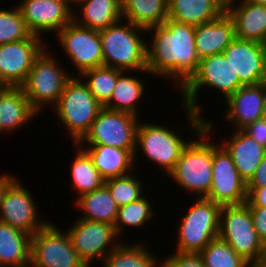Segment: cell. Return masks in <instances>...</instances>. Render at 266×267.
Wrapping results in <instances>:
<instances>
[{"mask_svg":"<svg viewBox=\"0 0 266 267\" xmlns=\"http://www.w3.org/2000/svg\"><path fill=\"white\" fill-rule=\"evenodd\" d=\"M153 30L152 43H147V70L152 76L168 77L180 89L197 71L199 57L195 47V26L167 19Z\"/></svg>","mask_w":266,"mask_h":267,"instance_id":"6da1fadb","label":"cell"},{"mask_svg":"<svg viewBox=\"0 0 266 267\" xmlns=\"http://www.w3.org/2000/svg\"><path fill=\"white\" fill-rule=\"evenodd\" d=\"M185 110L186 117L197 133L198 139L189 141L168 176L182 189L192 193L194 191L199 194V198H205L209 194L212 183V142L208 141L207 137L210 138L213 123L204 120L202 116L186 107Z\"/></svg>","mask_w":266,"mask_h":267,"instance_id":"7a4b0ae2","label":"cell"},{"mask_svg":"<svg viewBox=\"0 0 266 267\" xmlns=\"http://www.w3.org/2000/svg\"><path fill=\"white\" fill-rule=\"evenodd\" d=\"M119 20L109 27L99 30L102 43L103 66L121 71L147 70V43L141 37L145 29L126 21ZM121 24V25H120ZM141 31V33H140ZM140 34V35H139ZM139 35V36H138Z\"/></svg>","mask_w":266,"mask_h":267,"instance_id":"3957f363","label":"cell"},{"mask_svg":"<svg viewBox=\"0 0 266 267\" xmlns=\"http://www.w3.org/2000/svg\"><path fill=\"white\" fill-rule=\"evenodd\" d=\"M218 237L253 267L261 263L266 245L257 235L247 202L221 206Z\"/></svg>","mask_w":266,"mask_h":267,"instance_id":"277c9868","label":"cell"},{"mask_svg":"<svg viewBox=\"0 0 266 267\" xmlns=\"http://www.w3.org/2000/svg\"><path fill=\"white\" fill-rule=\"evenodd\" d=\"M82 80L72 76L66 82L54 109L74 144L85 136L103 108Z\"/></svg>","mask_w":266,"mask_h":267,"instance_id":"5b68a950","label":"cell"},{"mask_svg":"<svg viewBox=\"0 0 266 267\" xmlns=\"http://www.w3.org/2000/svg\"><path fill=\"white\" fill-rule=\"evenodd\" d=\"M206 85L221 91L225 96V100L233 95L237 89L244 86L239 80L238 73L234 71L224 53L201 58L197 71L179 89L185 102L184 107L199 116H202V108L197 103V96L201 87Z\"/></svg>","mask_w":266,"mask_h":267,"instance_id":"8992f818","label":"cell"},{"mask_svg":"<svg viewBox=\"0 0 266 267\" xmlns=\"http://www.w3.org/2000/svg\"><path fill=\"white\" fill-rule=\"evenodd\" d=\"M45 48L36 58L25 83L21 86L31 108L39 114L49 103L56 106L66 82L73 76ZM68 73V74H67ZM39 112V113H38Z\"/></svg>","mask_w":266,"mask_h":267,"instance_id":"52a82bcc","label":"cell"},{"mask_svg":"<svg viewBox=\"0 0 266 267\" xmlns=\"http://www.w3.org/2000/svg\"><path fill=\"white\" fill-rule=\"evenodd\" d=\"M220 209L219 204L197 197L178 228L176 252L200 253L212 239L217 238Z\"/></svg>","mask_w":266,"mask_h":267,"instance_id":"ba28073f","label":"cell"},{"mask_svg":"<svg viewBox=\"0 0 266 267\" xmlns=\"http://www.w3.org/2000/svg\"><path fill=\"white\" fill-rule=\"evenodd\" d=\"M139 117L123 111H113L102 108L89 131L77 143L78 146L86 144H103L111 147L129 150L134 155L136 150V133Z\"/></svg>","mask_w":266,"mask_h":267,"instance_id":"9c48e42d","label":"cell"},{"mask_svg":"<svg viewBox=\"0 0 266 267\" xmlns=\"http://www.w3.org/2000/svg\"><path fill=\"white\" fill-rule=\"evenodd\" d=\"M29 267H88L65 234L47 223L31 236Z\"/></svg>","mask_w":266,"mask_h":267,"instance_id":"30bf717a","label":"cell"},{"mask_svg":"<svg viewBox=\"0 0 266 267\" xmlns=\"http://www.w3.org/2000/svg\"><path fill=\"white\" fill-rule=\"evenodd\" d=\"M220 206L247 201V183L239 175L231 155L222 145L212 142V183L205 197Z\"/></svg>","mask_w":266,"mask_h":267,"instance_id":"8fae6325","label":"cell"},{"mask_svg":"<svg viewBox=\"0 0 266 267\" xmlns=\"http://www.w3.org/2000/svg\"><path fill=\"white\" fill-rule=\"evenodd\" d=\"M170 130L157 124L140 123L136 133V149L169 174L179 160L183 149L189 142Z\"/></svg>","mask_w":266,"mask_h":267,"instance_id":"7c38bea8","label":"cell"},{"mask_svg":"<svg viewBox=\"0 0 266 267\" xmlns=\"http://www.w3.org/2000/svg\"><path fill=\"white\" fill-rule=\"evenodd\" d=\"M40 38L32 34L0 45V86L21 87L25 83L34 61L47 46Z\"/></svg>","mask_w":266,"mask_h":267,"instance_id":"4fadbf2b","label":"cell"},{"mask_svg":"<svg viewBox=\"0 0 266 267\" xmlns=\"http://www.w3.org/2000/svg\"><path fill=\"white\" fill-rule=\"evenodd\" d=\"M57 35L60 45L80 75L86 70L103 66L102 43L98 30L72 21L57 32Z\"/></svg>","mask_w":266,"mask_h":267,"instance_id":"5bb4252c","label":"cell"},{"mask_svg":"<svg viewBox=\"0 0 266 267\" xmlns=\"http://www.w3.org/2000/svg\"><path fill=\"white\" fill-rule=\"evenodd\" d=\"M66 232L74 250L88 267H91L89 265L95 258L103 261L121 242L115 241L118 235L114 225L104 222L77 219L75 224ZM108 246H110V250L107 249Z\"/></svg>","mask_w":266,"mask_h":267,"instance_id":"9a60e30c","label":"cell"},{"mask_svg":"<svg viewBox=\"0 0 266 267\" xmlns=\"http://www.w3.org/2000/svg\"><path fill=\"white\" fill-rule=\"evenodd\" d=\"M17 7L28 30L40 37L43 32L56 34L73 21V7L63 0H22Z\"/></svg>","mask_w":266,"mask_h":267,"instance_id":"2e32d148","label":"cell"},{"mask_svg":"<svg viewBox=\"0 0 266 267\" xmlns=\"http://www.w3.org/2000/svg\"><path fill=\"white\" fill-rule=\"evenodd\" d=\"M18 181L16 179L3 196L0 221L32 236L48 221L38 220L37 207L31 193Z\"/></svg>","mask_w":266,"mask_h":267,"instance_id":"e0dca14e","label":"cell"},{"mask_svg":"<svg viewBox=\"0 0 266 267\" xmlns=\"http://www.w3.org/2000/svg\"><path fill=\"white\" fill-rule=\"evenodd\" d=\"M243 85L266 82V45L235 38L223 51Z\"/></svg>","mask_w":266,"mask_h":267,"instance_id":"ac0fdd59","label":"cell"},{"mask_svg":"<svg viewBox=\"0 0 266 267\" xmlns=\"http://www.w3.org/2000/svg\"><path fill=\"white\" fill-rule=\"evenodd\" d=\"M265 100L266 82L240 87L226 100L228 122L235 126V130L244 129L261 118Z\"/></svg>","mask_w":266,"mask_h":267,"instance_id":"d6986e66","label":"cell"},{"mask_svg":"<svg viewBox=\"0 0 266 267\" xmlns=\"http://www.w3.org/2000/svg\"><path fill=\"white\" fill-rule=\"evenodd\" d=\"M235 1L226 6V12L233 19L236 38L266 45V6L240 0L242 2L236 7Z\"/></svg>","mask_w":266,"mask_h":267,"instance_id":"ffe728a7","label":"cell"},{"mask_svg":"<svg viewBox=\"0 0 266 267\" xmlns=\"http://www.w3.org/2000/svg\"><path fill=\"white\" fill-rule=\"evenodd\" d=\"M235 38L234 22L226 11L213 21L195 26V47L199 59L223 53Z\"/></svg>","mask_w":266,"mask_h":267,"instance_id":"44dd1931","label":"cell"},{"mask_svg":"<svg viewBox=\"0 0 266 267\" xmlns=\"http://www.w3.org/2000/svg\"><path fill=\"white\" fill-rule=\"evenodd\" d=\"M231 137L229 140L220 141L221 145L231 155L241 178L248 183L265 157L266 148L258 144L243 130H235Z\"/></svg>","mask_w":266,"mask_h":267,"instance_id":"7402d4cb","label":"cell"},{"mask_svg":"<svg viewBox=\"0 0 266 267\" xmlns=\"http://www.w3.org/2000/svg\"><path fill=\"white\" fill-rule=\"evenodd\" d=\"M38 115L22 87L0 86V133L15 131Z\"/></svg>","mask_w":266,"mask_h":267,"instance_id":"603a6c76","label":"cell"},{"mask_svg":"<svg viewBox=\"0 0 266 267\" xmlns=\"http://www.w3.org/2000/svg\"><path fill=\"white\" fill-rule=\"evenodd\" d=\"M225 11L220 0H168V18L192 26L213 21Z\"/></svg>","mask_w":266,"mask_h":267,"instance_id":"cb8c5ba5","label":"cell"},{"mask_svg":"<svg viewBox=\"0 0 266 267\" xmlns=\"http://www.w3.org/2000/svg\"><path fill=\"white\" fill-rule=\"evenodd\" d=\"M87 145L90 147L83 146V149L91 157L94 166L105 180L128 175L133 170L135 160L129 150L103 144Z\"/></svg>","mask_w":266,"mask_h":267,"instance_id":"d4e9b609","label":"cell"},{"mask_svg":"<svg viewBox=\"0 0 266 267\" xmlns=\"http://www.w3.org/2000/svg\"><path fill=\"white\" fill-rule=\"evenodd\" d=\"M31 235L0 221V267H29Z\"/></svg>","mask_w":266,"mask_h":267,"instance_id":"484cf974","label":"cell"},{"mask_svg":"<svg viewBox=\"0 0 266 267\" xmlns=\"http://www.w3.org/2000/svg\"><path fill=\"white\" fill-rule=\"evenodd\" d=\"M82 16L73 15V21L83 27L102 30L122 19L121 0H78Z\"/></svg>","mask_w":266,"mask_h":267,"instance_id":"4316f807","label":"cell"},{"mask_svg":"<svg viewBox=\"0 0 266 267\" xmlns=\"http://www.w3.org/2000/svg\"><path fill=\"white\" fill-rule=\"evenodd\" d=\"M122 19L145 30L168 19V0H121Z\"/></svg>","mask_w":266,"mask_h":267,"instance_id":"83f0119b","label":"cell"},{"mask_svg":"<svg viewBox=\"0 0 266 267\" xmlns=\"http://www.w3.org/2000/svg\"><path fill=\"white\" fill-rule=\"evenodd\" d=\"M76 200V207L84 212L79 219L114 225L119 206L105 184L99 189L78 196Z\"/></svg>","mask_w":266,"mask_h":267,"instance_id":"f1b7e54d","label":"cell"},{"mask_svg":"<svg viewBox=\"0 0 266 267\" xmlns=\"http://www.w3.org/2000/svg\"><path fill=\"white\" fill-rule=\"evenodd\" d=\"M124 71L118 76L110 101L104 108L113 111H123L139 116L138 100L143 96L144 83L137 77L126 76ZM115 101V102H114Z\"/></svg>","mask_w":266,"mask_h":267,"instance_id":"f546056e","label":"cell"},{"mask_svg":"<svg viewBox=\"0 0 266 267\" xmlns=\"http://www.w3.org/2000/svg\"><path fill=\"white\" fill-rule=\"evenodd\" d=\"M74 146L79 149L71 166L72 184L74 190L78 191L77 193L80 196L101 188L105 184V179L94 166L88 153L81 146L77 144Z\"/></svg>","mask_w":266,"mask_h":267,"instance_id":"4dcf8cb0","label":"cell"},{"mask_svg":"<svg viewBox=\"0 0 266 267\" xmlns=\"http://www.w3.org/2000/svg\"><path fill=\"white\" fill-rule=\"evenodd\" d=\"M141 244L120 243L105 258L103 267H155L158 259ZM153 255V256H152ZM155 256V257H154ZM157 259V260H156Z\"/></svg>","mask_w":266,"mask_h":267,"instance_id":"1f68e13d","label":"cell"},{"mask_svg":"<svg viewBox=\"0 0 266 267\" xmlns=\"http://www.w3.org/2000/svg\"><path fill=\"white\" fill-rule=\"evenodd\" d=\"M122 72L112 67L100 66L86 70L79 77L87 78L88 81L84 83L94 98L104 107L110 101L118 76Z\"/></svg>","mask_w":266,"mask_h":267,"instance_id":"d6a6232c","label":"cell"},{"mask_svg":"<svg viewBox=\"0 0 266 267\" xmlns=\"http://www.w3.org/2000/svg\"><path fill=\"white\" fill-rule=\"evenodd\" d=\"M199 254L205 267H253L219 237L212 239Z\"/></svg>","mask_w":266,"mask_h":267,"instance_id":"836d02e7","label":"cell"},{"mask_svg":"<svg viewBox=\"0 0 266 267\" xmlns=\"http://www.w3.org/2000/svg\"><path fill=\"white\" fill-rule=\"evenodd\" d=\"M154 210L150 205L149 200L144 195L138 200L127 205L119 207L117 217L114 223V228L119 235L126 225L140 228L149 222L154 217ZM139 226V227H138Z\"/></svg>","mask_w":266,"mask_h":267,"instance_id":"e575fe53","label":"cell"},{"mask_svg":"<svg viewBox=\"0 0 266 267\" xmlns=\"http://www.w3.org/2000/svg\"><path fill=\"white\" fill-rule=\"evenodd\" d=\"M31 35L17 6L9 10L0 9V45L21 41Z\"/></svg>","mask_w":266,"mask_h":267,"instance_id":"d590c367","label":"cell"},{"mask_svg":"<svg viewBox=\"0 0 266 267\" xmlns=\"http://www.w3.org/2000/svg\"><path fill=\"white\" fill-rule=\"evenodd\" d=\"M141 184L142 182L131 173L105 180V185L119 207L132 203L143 196Z\"/></svg>","mask_w":266,"mask_h":267,"instance_id":"8d00e7d4","label":"cell"},{"mask_svg":"<svg viewBox=\"0 0 266 267\" xmlns=\"http://www.w3.org/2000/svg\"><path fill=\"white\" fill-rule=\"evenodd\" d=\"M167 257L162 260L161 267H205L199 253L175 252Z\"/></svg>","mask_w":266,"mask_h":267,"instance_id":"74e56055","label":"cell"},{"mask_svg":"<svg viewBox=\"0 0 266 267\" xmlns=\"http://www.w3.org/2000/svg\"><path fill=\"white\" fill-rule=\"evenodd\" d=\"M250 208L253 225L258 237L266 245V208L259 206H248Z\"/></svg>","mask_w":266,"mask_h":267,"instance_id":"f35d334b","label":"cell"},{"mask_svg":"<svg viewBox=\"0 0 266 267\" xmlns=\"http://www.w3.org/2000/svg\"><path fill=\"white\" fill-rule=\"evenodd\" d=\"M242 130L258 144L266 148V121L262 118L257 119Z\"/></svg>","mask_w":266,"mask_h":267,"instance_id":"ab89813d","label":"cell"},{"mask_svg":"<svg viewBox=\"0 0 266 267\" xmlns=\"http://www.w3.org/2000/svg\"><path fill=\"white\" fill-rule=\"evenodd\" d=\"M248 206H259L266 208V186L265 187H247Z\"/></svg>","mask_w":266,"mask_h":267,"instance_id":"60d3db41","label":"cell"},{"mask_svg":"<svg viewBox=\"0 0 266 267\" xmlns=\"http://www.w3.org/2000/svg\"><path fill=\"white\" fill-rule=\"evenodd\" d=\"M266 186V155L258 165L255 174L247 183V187H265Z\"/></svg>","mask_w":266,"mask_h":267,"instance_id":"b9f144b4","label":"cell"},{"mask_svg":"<svg viewBox=\"0 0 266 267\" xmlns=\"http://www.w3.org/2000/svg\"><path fill=\"white\" fill-rule=\"evenodd\" d=\"M16 180V177H13L12 175L9 174H3L0 176V207H1V202L3 199V196L7 190V188Z\"/></svg>","mask_w":266,"mask_h":267,"instance_id":"7bdbcfd3","label":"cell"},{"mask_svg":"<svg viewBox=\"0 0 266 267\" xmlns=\"http://www.w3.org/2000/svg\"><path fill=\"white\" fill-rule=\"evenodd\" d=\"M257 267H266V247L261 263Z\"/></svg>","mask_w":266,"mask_h":267,"instance_id":"ee69618b","label":"cell"},{"mask_svg":"<svg viewBox=\"0 0 266 267\" xmlns=\"http://www.w3.org/2000/svg\"><path fill=\"white\" fill-rule=\"evenodd\" d=\"M253 3L265 5L266 6V0H250Z\"/></svg>","mask_w":266,"mask_h":267,"instance_id":"f6af8a7d","label":"cell"},{"mask_svg":"<svg viewBox=\"0 0 266 267\" xmlns=\"http://www.w3.org/2000/svg\"><path fill=\"white\" fill-rule=\"evenodd\" d=\"M261 118L266 121V100H265V104H264V108H263V111H262V116Z\"/></svg>","mask_w":266,"mask_h":267,"instance_id":"bcb514c9","label":"cell"},{"mask_svg":"<svg viewBox=\"0 0 266 267\" xmlns=\"http://www.w3.org/2000/svg\"><path fill=\"white\" fill-rule=\"evenodd\" d=\"M225 6H227L232 0H220Z\"/></svg>","mask_w":266,"mask_h":267,"instance_id":"7dc6e473","label":"cell"},{"mask_svg":"<svg viewBox=\"0 0 266 267\" xmlns=\"http://www.w3.org/2000/svg\"><path fill=\"white\" fill-rule=\"evenodd\" d=\"M63 1H65V2H67L68 4L72 5V4H71L72 2H74V3L76 4V2H77L78 0H63Z\"/></svg>","mask_w":266,"mask_h":267,"instance_id":"c3c4849f","label":"cell"}]
</instances>
